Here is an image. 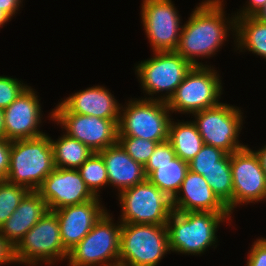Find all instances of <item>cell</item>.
Here are the masks:
<instances>
[{"mask_svg":"<svg viewBox=\"0 0 266 266\" xmlns=\"http://www.w3.org/2000/svg\"><path fill=\"white\" fill-rule=\"evenodd\" d=\"M224 0H204L192 11L181 29L175 50L193 66H203L199 58L213 57L227 41L230 30L235 36L236 16L226 18ZM228 19V20H227Z\"/></svg>","mask_w":266,"mask_h":266,"instance_id":"obj_1","label":"cell"},{"mask_svg":"<svg viewBox=\"0 0 266 266\" xmlns=\"http://www.w3.org/2000/svg\"><path fill=\"white\" fill-rule=\"evenodd\" d=\"M231 213L173 211L166 226L170 252L201 255L208 247H217V228L232 221ZM216 243V245H215Z\"/></svg>","mask_w":266,"mask_h":266,"instance_id":"obj_2","label":"cell"},{"mask_svg":"<svg viewBox=\"0 0 266 266\" xmlns=\"http://www.w3.org/2000/svg\"><path fill=\"white\" fill-rule=\"evenodd\" d=\"M54 169L53 149L48 134L11 141L7 182L37 191Z\"/></svg>","mask_w":266,"mask_h":266,"instance_id":"obj_3","label":"cell"},{"mask_svg":"<svg viewBox=\"0 0 266 266\" xmlns=\"http://www.w3.org/2000/svg\"><path fill=\"white\" fill-rule=\"evenodd\" d=\"M168 253L166 225L121 223L119 266H157Z\"/></svg>","mask_w":266,"mask_h":266,"instance_id":"obj_4","label":"cell"},{"mask_svg":"<svg viewBox=\"0 0 266 266\" xmlns=\"http://www.w3.org/2000/svg\"><path fill=\"white\" fill-rule=\"evenodd\" d=\"M152 54V58L135 65V74L141 89L152 96L145 99L168 102L193 65L176 51H156ZM157 94L160 97H155Z\"/></svg>","mask_w":266,"mask_h":266,"instance_id":"obj_5","label":"cell"},{"mask_svg":"<svg viewBox=\"0 0 266 266\" xmlns=\"http://www.w3.org/2000/svg\"><path fill=\"white\" fill-rule=\"evenodd\" d=\"M170 114V115H169ZM172 112L167 102L133 98L121 106L118 136H134L155 141L168 140Z\"/></svg>","mask_w":266,"mask_h":266,"instance_id":"obj_6","label":"cell"},{"mask_svg":"<svg viewBox=\"0 0 266 266\" xmlns=\"http://www.w3.org/2000/svg\"><path fill=\"white\" fill-rule=\"evenodd\" d=\"M107 211L68 252L69 266H119L121 222ZM117 224V225H116Z\"/></svg>","mask_w":266,"mask_h":266,"instance_id":"obj_7","label":"cell"},{"mask_svg":"<svg viewBox=\"0 0 266 266\" xmlns=\"http://www.w3.org/2000/svg\"><path fill=\"white\" fill-rule=\"evenodd\" d=\"M217 72L211 65L193 66L167 102L170 111L190 116L220 104L223 84Z\"/></svg>","mask_w":266,"mask_h":266,"instance_id":"obj_8","label":"cell"},{"mask_svg":"<svg viewBox=\"0 0 266 266\" xmlns=\"http://www.w3.org/2000/svg\"><path fill=\"white\" fill-rule=\"evenodd\" d=\"M68 252L64 249L60 226L56 213L48 212L25 234L15 247V259L18 264L38 266L54 265L66 260Z\"/></svg>","mask_w":266,"mask_h":266,"instance_id":"obj_9","label":"cell"},{"mask_svg":"<svg viewBox=\"0 0 266 266\" xmlns=\"http://www.w3.org/2000/svg\"><path fill=\"white\" fill-rule=\"evenodd\" d=\"M121 223L166 225L172 199L148 180L118 193Z\"/></svg>","mask_w":266,"mask_h":266,"instance_id":"obj_10","label":"cell"},{"mask_svg":"<svg viewBox=\"0 0 266 266\" xmlns=\"http://www.w3.org/2000/svg\"><path fill=\"white\" fill-rule=\"evenodd\" d=\"M241 109L226 103L195 113L192 122L196 125L205 145L222 149L232 154L247 145L240 143L239 134L243 126Z\"/></svg>","mask_w":266,"mask_h":266,"instance_id":"obj_11","label":"cell"},{"mask_svg":"<svg viewBox=\"0 0 266 266\" xmlns=\"http://www.w3.org/2000/svg\"><path fill=\"white\" fill-rule=\"evenodd\" d=\"M142 2L141 23L152 52L175 51L183 26L175 4L172 0H143Z\"/></svg>","mask_w":266,"mask_h":266,"instance_id":"obj_12","label":"cell"},{"mask_svg":"<svg viewBox=\"0 0 266 266\" xmlns=\"http://www.w3.org/2000/svg\"><path fill=\"white\" fill-rule=\"evenodd\" d=\"M233 180V211L240 205L266 200V175L260 160L250 147L230 154Z\"/></svg>","mask_w":266,"mask_h":266,"instance_id":"obj_13","label":"cell"},{"mask_svg":"<svg viewBox=\"0 0 266 266\" xmlns=\"http://www.w3.org/2000/svg\"><path fill=\"white\" fill-rule=\"evenodd\" d=\"M50 120L60 125L65 133L94 152H100L117 143L118 124L111 119L77 113H49Z\"/></svg>","mask_w":266,"mask_h":266,"instance_id":"obj_14","label":"cell"},{"mask_svg":"<svg viewBox=\"0 0 266 266\" xmlns=\"http://www.w3.org/2000/svg\"><path fill=\"white\" fill-rule=\"evenodd\" d=\"M37 192L52 211L96 198L77 169L55 168L44 179Z\"/></svg>","mask_w":266,"mask_h":266,"instance_id":"obj_15","label":"cell"},{"mask_svg":"<svg viewBox=\"0 0 266 266\" xmlns=\"http://www.w3.org/2000/svg\"><path fill=\"white\" fill-rule=\"evenodd\" d=\"M28 86L4 109L6 139L10 141L36 138L45 134L39 130L42 109L37 92Z\"/></svg>","mask_w":266,"mask_h":266,"instance_id":"obj_16","label":"cell"},{"mask_svg":"<svg viewBox=\"0 0 266 266\" xmlns=\"http://www.w3.org/2000/svg\"><path fill=\"white\" fill-rule=\"evenodd\" d=\"M147 180L173 199L189 171V164L176 156L168 140L157 143L144 166Z\"/></svg>","mask_w":266,"mask_h":266,"instance_id":"obj_17","label":"cell"},{"mask_svg":"<svg viewBox=\"0 0 266 266\" xmlns=\"http://www.w3.org/2000/svg\"><path fill=\"white\" fill-rule=\"evenodd\" d=\"M100 201V197H96L82 204L54 210L58 217L61 240L67 252L73 249L107 212Z\"/></svg>","mask_w":266,"mask_h":266,"instance_id":"obj_18","label":"cell"},{"mask_svg":"<svg viewBox=\"0 0 266 266\" xmlns=\"http://www.w3.org/2000/svg\"><path fill=\"white\" fill-rule=\"evenodd\" d=\"M105 86H92L65 98L53 109V113H77L111 119L119 123L121 105Z\"/></svg>","mask_w":266,"mask_h":266,"instance_id":"obj_19","label":"cell"},{"mask_svg":"<svg viewBox=\"0 0 266 266\" xmlns=\"http://www.w3.org/2000/svg\"><path fill=\"white\" fill-rule=\"evenodd\" d=\"M173 211L230 213L214 194L205 178L188 171L176 196L172 199Z\"/></svg>","mask_w":266,"mask_h":266,"instance_id":"obj_20","label":"cell"},{"mask_svg":"<svg viewBox=\"0 0 266 266\" xmlns=\"http://www.w3.org/2000/svg\"><path fill=\"white\" fill-rule=\"evenodd\" d=\"M106 165L109 186L118 193L147 180L144 166L134 161L117 142L98 152Z\"/></svg>","mask_w":266,"mask_h":266,"instance_id":"obj_21","label":"cell"},{"mask_svg":"<svg viewBox=\"0 0 266 266\" xmlns=\"http://www.w3.org/2000/svg\"><path fill=\"white\" fill-rule=\"evenodd\" d=\"M46 201L37 191H30L0 227L1 234L15 248L25 234L48 212Z\"/></svg>","mask_w":266,"mask_h":266,"instance_id":"obj_22","label":"cell"},{"mask_svg":"<svg viewBox=\"0 0 266 266\" xmlns=\"http://www.w3.org/2000/svg\"><path fill=\"white\" fill-rule=\"evenodd\" d=\"M236 50L252 52L266 59V23L254 16L236 17Z\"/></svg>","mask_w":266,"mask_h":266,"instance_id":"obj_23","label":"cell"},{"mask_svg":"<svg viewBox=\"0 0 266 266\" xmlns=\"http://www.w3.org/2000/svg\"><path fill=\"white\" fill-rule=\"evenodd\" d=\"M168 141L176 156L186 162L193 159L204 146V141L191 120L174 122L172 118L169 125Z\"/></svg>","mask_w":266,"mask_h":266,"instance_id":"obj_24","label":"cell"},{"mask_svg":"<svg viewBox=\"0 0 266 266\" xmlns=\"http://www.w3.org/2000/svg\"><path fill=\"white\" fill-rule=\"evenodd\" d=\"M59 137L56 141L49 136L55 168L78 169L94 153L88 146L66 133Z\"/></svg>","mask_w":266,"mask_h":266,"instance_id":"obj_25","label":"cell"},{"mask_svg":"<svg viewBox=\"0 0 266 266\" xmlns=\"http://www.w3.org/2000/svg\"><path fill=\"white\" fill-rule=\"evenodd\" d=\"M206 182L218 199L233 213V180L230 167V154L226 153L205 177Z\"/></svg>","mask_w":266,"mask_h":266,"instance_id":"obj_26","label":"cell"},{"mask_svg":"<svg viewBox=\"0 0 266 266\" xmlns=\"http://www.w3.org/2000/svg\"><path fill=\"white\" fill-rule=\"evenodd\" d=\"M77 170L90 191L96 197H101L100 188L109 185L106 165L102 156L98 152H94Z\"/></svg>","mask_w":266,"mask_h":266,"instance_id":"obj_27","label":"cell"},{"mask_svg":"<svg viewBox=\"0 0 266 266\" xmlns=\"http://www.w3.org/2000/svg\"><path fill=\"white\" fill-rule=\"evenodd\" d=\"M30 192L27 187L0 182V227L12 215L22 199Z\"/></svg>","mask_w":266,"mask_h":266,"instance_id":"obj_28","label":"cell"},{"mask_svg":"<svg viewBox=\"0 0 266 266\" xmlns=\"http://www.w3.org/2000/svg\"><path fill=\"white\" fill-rule=\"evenodd\" d=\"M117 142L134 161L142 166L146 165L157 145L155 141L134 136H118Z\"/></svg>","mask_w":266,"mask_h":266,"instance_id":"obj_29","label":"cell"},{"mask_svg":"<svg viewBox=\"0 0 266 266\" xmlns=\"http://www.w3.org/2000/svg\"><path fill=\"white\" fill-rule=\"evenodd\" d=\"M225 154L226 152L218 147L204 144L196 156L188 162L189 170L198 173L205 178L206 174L213 167L218 165V161Z\"/></svg>","mask_w":266,"mask_h":266,"instance_id":"obj_30","label":"cell"},{"mask_svg":"<svg viewBox=\"0 0 266 266\" xmlns=\"http://www.w3.org/2000/svg\"><path fill=\"white\" fill-rule=\"evenodd\" d=\"M27 87L17 78L0 76V109H6Z\"/></svg>","mask_w":266,"mask_h":266,"instance_id":"obj_31","label":"cell"},{"mask_svg":"<svg viewBox=\"0 0 266 266\" xmlns=\"http://www.w3.org/2000/svg\"><path fill=\"white\" fill-rule=\"evenodd\" d=\"M251 246L245 266H266V243L258 238Z\"/></svg>","mask_w":266,"mask_h":266,"instance_id":"obj_32","label":"cell"},{"mask_svg":"<svg viewBox=\"0 0 266 266\" xmlns=\"http://www.w3.org/2000/svg\"><path fill=\"white\" fill-rule=\"evenodd\" d=\"M11 141L0 138V182L6 181L10 167Z\"/></svg>","mask_w":266,"mask_h":266,"instance_id":"obj_33","label":"cell"},{"mask_svg":"<svg viewBox=\"0 0 266 266\" xmlns=\"http://www.w3.org/2000/svg\"><path fill=\"white\" fill-rule=\"evenodd\" d=\"M15 263V248L7 241L0 232V265Z\"/></svg>","mask_w":266,"mask_h":266,"instance_id":"obj_34","label":"cell"},{"mask_svg":"<svg viewBox=\"0 0 266 266\" xmlns=\"http://www.w3.org/2000/svg\"><path fill=\"white\" fill-rule=\"evenodd\" d=\"M247 1L248 2L245 3L246 4L245 7L243 6L242 9H239L240 11L234 14L236 17L253 16L266 4V0H247Z\"/></svg>","mask_w":266,"mask_h":266,"instance_id":"obj_35","label":"cell"},{"mask_svg":"<svg viewBox=\"0 0 266 266\" xmlns=\"http://www.w3.org/2000/svg\"><path fill=\"white\" fill-rule=\"evenodd\" d=\"M22 2L23 0H0V10L12 18L14 15L16 16L17 11H20Z\"/></svg>","mask_w":266,"mask_h":266,"instance_id":"obj_36","label":"cell"},{"mask_svg":"<svg viewBox=\"0 0 266 266\" xmlns=\"http://www.w3.org/2000/svg\"><path fill=\"white\" fill-rule=\"evenodd\" d=\"M255 153L257 154L261 163V167L266 175V145H264L262 148H259V150L257 149Z\"/></svg>","mask_w":266,"mask_h":266,"instance_id":"obj_37","label":"cell"},{"mask_svg":"<svg viewBox=\"0 0 266 266\" xmlns=\"http://www.w3.org/2000/svg\"><path fill=\"white\" fill-rule=\"evenodd\" d=\"M0 138H6V130L4 125V110L0 109Z\"/></svg>","mask_w":266,"mask_h":266,"instance_id":"obj_38","label":"cell"},{"mask_svg":"<svg viewBox=\"0 0 266 266\" xmlns=\"http://www.w3.org/2000/svg\"><path fill=\"white\" fill-rule=\"evenodd\" d=\"M253 16L261 22L266 23V4Z\"/></svg>","mask_w":266,"mask_h":266,"instance_id":"obj_39","label":"cell"},{"mask_svg":"<svg viewBox=\"0 0 266 266\" xmlns=\"http://www.w3.org/2000/svg\"><path fill=\"white\" fill-rule=\"evenodd\" d=\"M11 21V18L5 14L2 10H0V28L3 27L5 23Z\"/></svg>","mask_w":266,"mask_h":266,"instance_id":"obj_40","label":"cell"},{"mask_svg":"<svg viewBox=\"0 0 266 266\" xmlns=\"http://www.w3.org/2000/svg\"><path fill=\"white\" fill-rule=\"evenodd\" d=\"M261 239L266 243V238L261 237Z\"/></svg>","mask_w":266,"mask_h":266,"instance_id":"obj_41","label":"cell"}]
</instances>
